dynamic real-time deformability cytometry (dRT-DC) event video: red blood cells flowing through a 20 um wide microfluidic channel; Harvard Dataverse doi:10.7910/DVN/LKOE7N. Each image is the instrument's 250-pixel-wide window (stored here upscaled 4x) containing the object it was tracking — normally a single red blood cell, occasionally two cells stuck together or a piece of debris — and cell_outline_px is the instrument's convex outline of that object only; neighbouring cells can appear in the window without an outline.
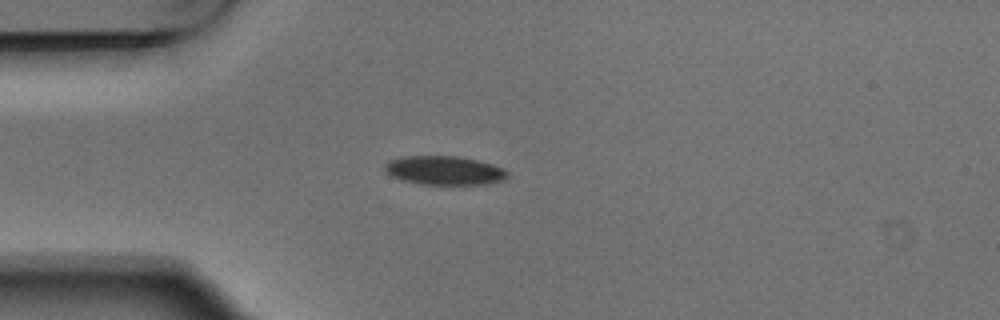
{"species": "Egyptian fruit bat (a non-hibernating species)", "species_latin": "Rousettus aegyptiacus", "temperature_condition": "warm", "stored_images_in_passage": 6, "camera_frame_rate_fps": 3000, "um_per_image_px": 0.085, "animal": {"sex": "male"}, "frame": {"image": 1, "passage_image": 3, "time_ms": 0.667, "image_size_px": [1000, 320], "cell_outline_px": [[508, 176], [504, 180], [484, 184], [420, 184], [400, 180], [392, 176], [384, 168], [384, 164], [388, 160], [404, 156], [456, 156], [476, 160], [492, 164], [504, 168], [508, 172]], "centroid_in_image_um": [37.76, 14.48], "position_along_channel_um": 47.2, "area_um2": 20.63}}
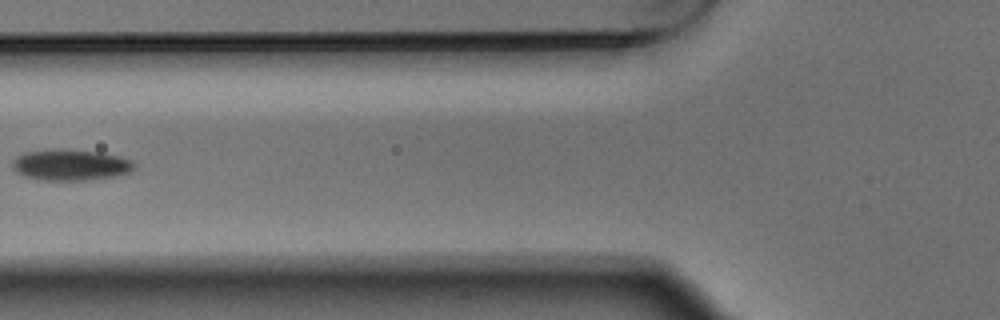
{"frame": {"image": 2, "passage_image": 5, "time_ms": 1.333, "image_size_px": [1000, 320], "cell_outline_px": [[136, 168], [128, 172], [112, 176], [88, 180], [36, 180], [24, 176], [16, 172], [12, 168], [12, 160], [16, 156], [24, 152], [60, 148], [100, 152], [120, 156], [132, 160], [136, 164]], "centroid_in_image_um": [5.96, 14.01], "position_along_channel_um": 119.8, "area_um2": 22.37}}
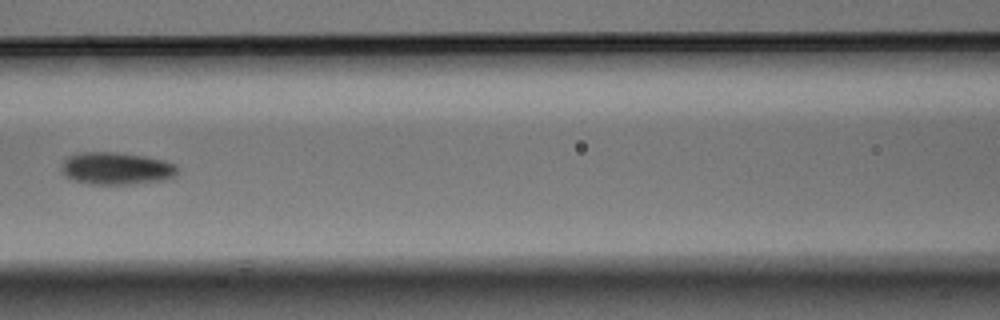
{"frame": {"image": 3, "passage_image": 6, "time_ms": 1.667, "image_size_px": [1000, 320], "cell_outline_px": [[180, 168], [176, 176], [164, 180], [132, 184], [88, 184], [72, 180], [64, 176], [60, 168], [64, 160], [68, 156], [80, 152], [116, 152], [144, 156], [164, 160], [176, 164]], "centroid_in_image_um": [9.9, 14.32], "position_along_channel_um": 156.7, "area_um2": 22.25}}